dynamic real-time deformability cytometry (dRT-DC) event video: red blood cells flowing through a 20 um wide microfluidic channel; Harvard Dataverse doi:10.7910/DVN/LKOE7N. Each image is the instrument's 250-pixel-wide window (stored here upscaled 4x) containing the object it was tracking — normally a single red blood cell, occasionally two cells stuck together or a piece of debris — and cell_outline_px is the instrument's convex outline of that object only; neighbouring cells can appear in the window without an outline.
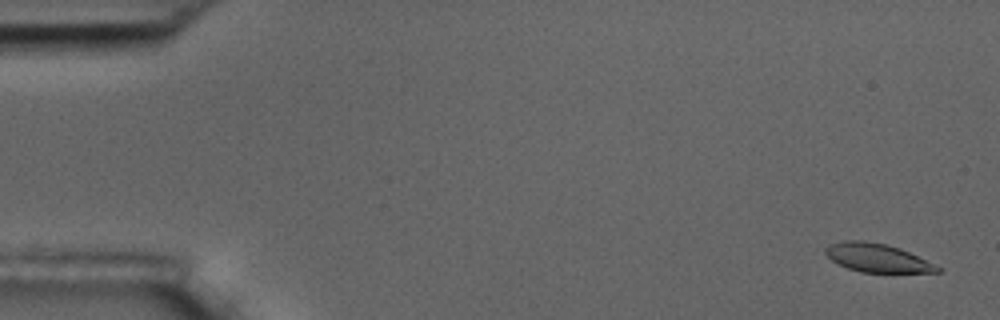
{"species": "common noctule bat (a hibernating species)", "species_latin": "Nyctalus noctula", "temperature_condition": "room temperature", "stored_images_in_passage": 56, "camera_frame_rate_fps": 3000, "um_per_image_px": 0.085, "animal": {"sex": "male", "body_mass_g": 17.5, "forearm_length_mm": 52.3}, "frame": {"image": 1, "passage_image": 2, "time_ms": 0.333, "image_size_px": [1000, 320], "cell_outline_px": [[940, 272], [860, 272], [848, 268], [832, 260], [824, 252], [824, 248], [828, 244], [844, 240], [864, 240], [884, 244], [900, 248], [940, 268]], "centroid_in_image_um": [74.47, 21.9], "position_along_channel_um": 10.5, "area_um2": 18.21}}
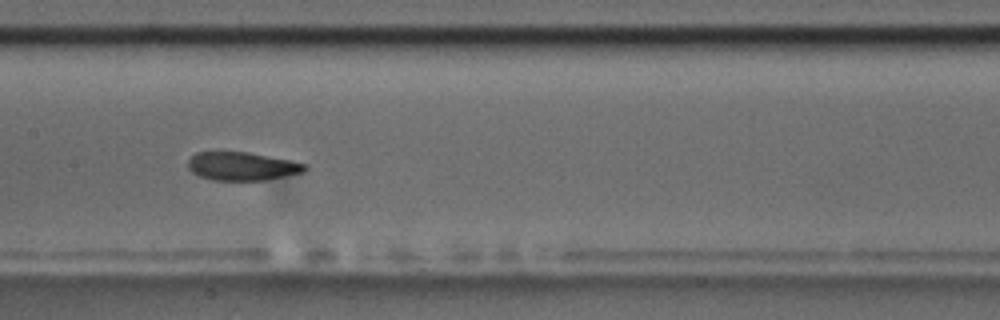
{"frame": {"image": 2, "passage_image": 28, "time_ms": 9.0, "image_size_px": [1000, 320], "cell_outline_px": [[308, 168], [304, 172], [264, 180], [212, 180], [200, 176], [192, 172], [188, 168], [188, 160], [196, 152], [248, 152], [308, 164]], "centroid_in_image_um": [20.57, 14.13], "position_along_channel_um": 186.8, "area_um2": 19.19}}
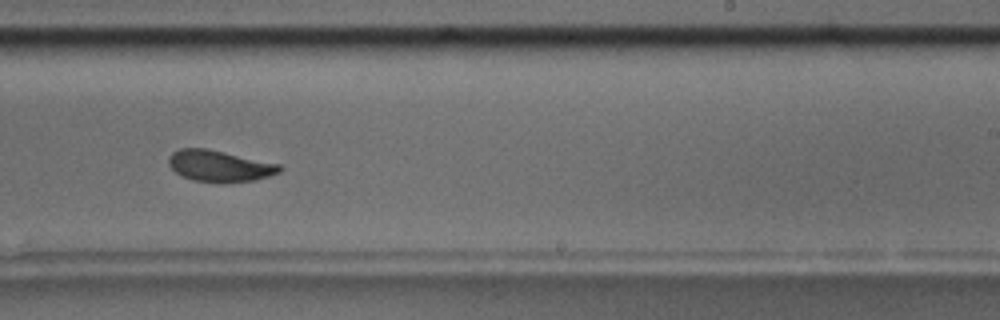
{"frame": {"image": 3, "passage_image": 35, "time_ms": 11.333, "image_size_px": [1000, 320], "cell_outline_px": [[284, 168], [280, 172], [256, 180], [224, 184], [220, 184], [196, 180], [184, 176], [176, 172], [168, 164], [168, 156], [172, 152], [180, 148], [208, 148], [280, 164]], "centroid_in_image_um": [18.68, 14.11], "position_along_channel_um": 270.3, "area_um2": 20.58}, "authors_computed_cell_mechanics": {"area_um2": 20.3456, "velocity_mm_per_s": 3.5875, "shape_relaxation_time_tau1_ms": 3.7281, "shape_relaxation_time_tau2_ms": 1.5489, "deformation_change_tau1": 0.1218, "deformation_change_tau2": 0.0738}}